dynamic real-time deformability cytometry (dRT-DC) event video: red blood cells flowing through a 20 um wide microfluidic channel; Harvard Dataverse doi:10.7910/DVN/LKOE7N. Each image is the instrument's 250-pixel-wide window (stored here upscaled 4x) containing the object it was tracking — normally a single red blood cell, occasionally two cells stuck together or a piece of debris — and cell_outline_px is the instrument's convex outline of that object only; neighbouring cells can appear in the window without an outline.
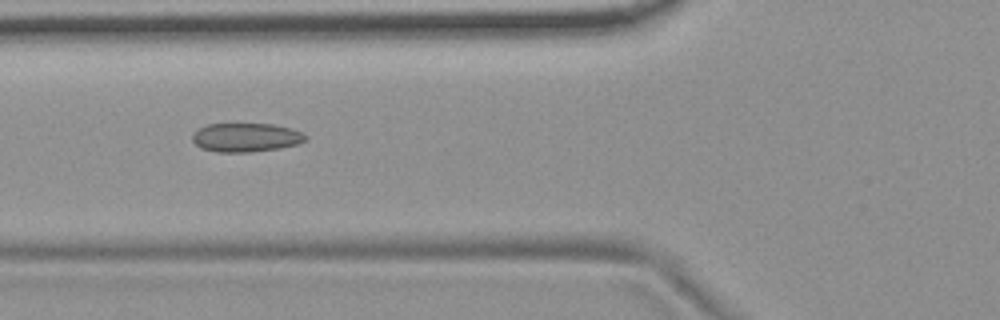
{"species": "common noctule bat (a hibernating species)", "species_latin": "Nyctalus noctula", "temperature_condition": "room temperature", "stored_images_in_passage": 6, "camera_frame_rate_fps": 3000, "um_per_image_px": 0.085, "animal": {"sex": "female", "body_mass_g": 19.9}, "frame": {"image": 1, "passage_image": 2, "time_ms": 0.333, "image_size_px": [1000, 320], "cell_outline_px": [[308, 140], [296, 144], [280, 148], [248, 152], [216, 152], [200, 148], [192, 140], [192, 132], [208, 124], [272, 124], [292, 128], [308, 136]], "centroid_in_image_um": [20.9, 11.68], "position_along_channel_um": 104.9, "area_um2": 19.07}}
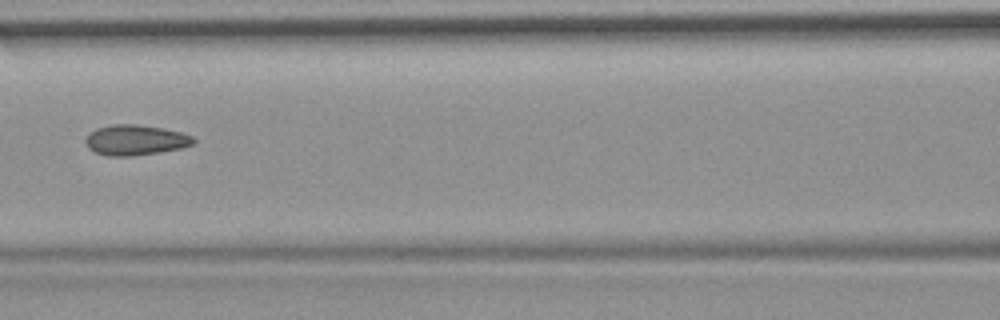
{"frame": {"image": 2, "passage_image": 3, "time_ms": 0.667, "image_size_px": [1000, 320], "cell_outline_px": [[196, 140], [192, 144], [180, 148], [160, 152], [132, 156], [108, 156], [96, 152], [88, 148], [84, 140], [88, 132], [96, 128], [112, 124], [136, 124], [164, 128], [180, 132], [192, 136]], "centroid_in_image_um": [11.47, 11.89], "position_along_channel_um": 155.1, "area_um2": 19.19}}
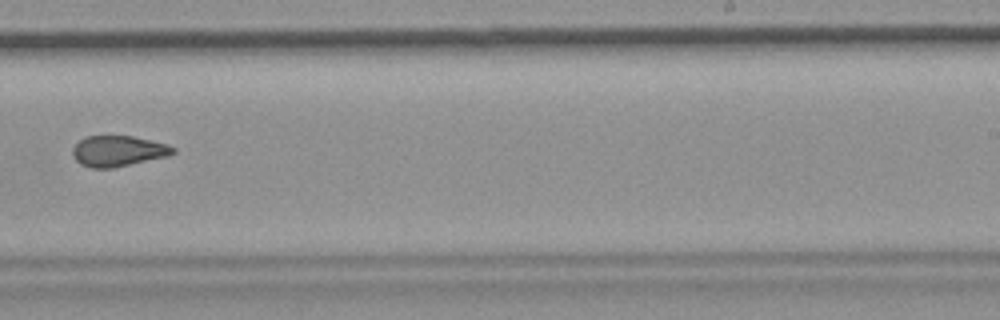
{"frame": {"image": 3, "passage_image": 6, "time_ms": 1.667, "image_size_px": [1000, 320], "cell_outline_px": [[176, 152], [168, 156], [112, 168], [92, 168], [80, 164], [72, 156], [72, 148], [80, 140], [88, 136], [132, 136], [168, 144], [176, 148]], "centroid_in_image_um": [10.04, 12.84], "position_along_channel_um": 279.0, "area_um2": 17.98}}